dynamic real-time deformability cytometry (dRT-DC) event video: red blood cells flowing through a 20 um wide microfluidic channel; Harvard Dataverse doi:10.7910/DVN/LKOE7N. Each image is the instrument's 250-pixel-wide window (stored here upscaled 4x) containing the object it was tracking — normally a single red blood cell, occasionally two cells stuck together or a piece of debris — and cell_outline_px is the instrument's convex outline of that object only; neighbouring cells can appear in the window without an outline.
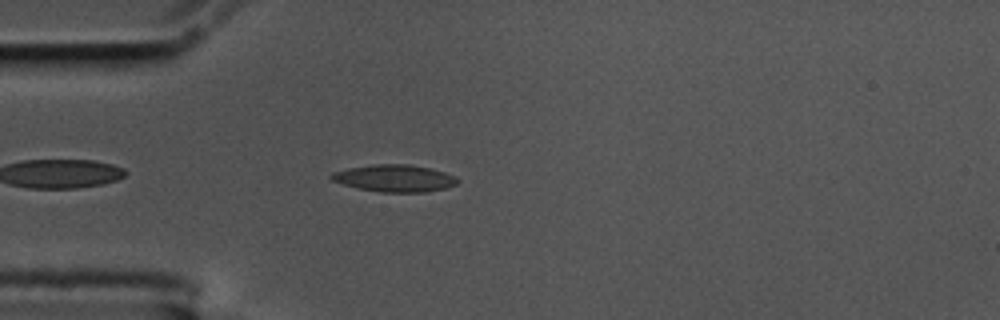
{"species": "common noctule bat (a hibernating species)", "species_latin": "Nyctalus noctula", "temperature_condition": "cold", "stored_images_in_passage": 47, "camera_frame_rate_fps": 3000, "um_per_image_px": 0.085, "animal": {"sex": "male", "body_mass_g": 17.5, "forearm_length_mm": 52.3}, "frame": {"image": 1, "passage_image": 5, "time_ms": 1.333, "image_size_px": [1000, 320], "cell_outline_px": [[460, 180], [456, 184], [444, 188], [424, 192], [380, 192], [360, 188], [344, 184], [332, 180], [328, 176], [332, 172], [348, 168], [372, 164], [408, 164], [432, 168], [456, 176]], "centroid_in_image_um": [33.55, 15.14], "position_along_channel_um": 51.5, "area_um2": 19.88}}
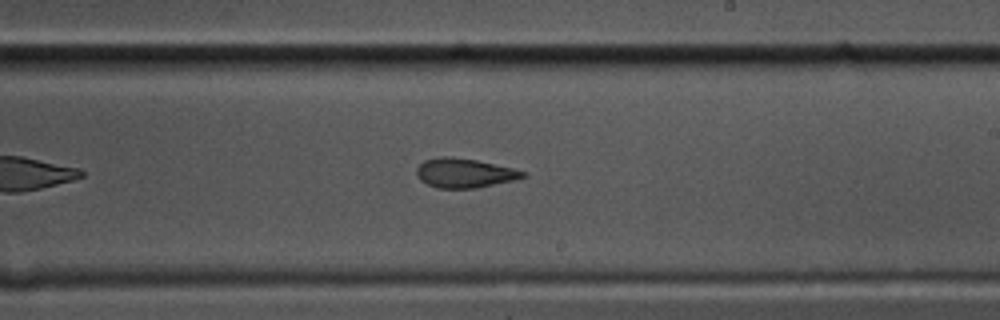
{"frame": {"image": 2, "passage_image": 23, "time_ms": 7.333, "image_size_px": [1000, 320], "cell_outline_px": [[528, 176], [512, 180], [476, 188], [436, 188], [420, 180], [416, 176], [416, 168], [424, 160], [440, 156], [448, 156], [476, 160], [512, 168], [524, 172]], "centroid_in_image_um": [39.42, 14.7], "position_along_channel_um": 249.6, "area_um2": 18.03}}
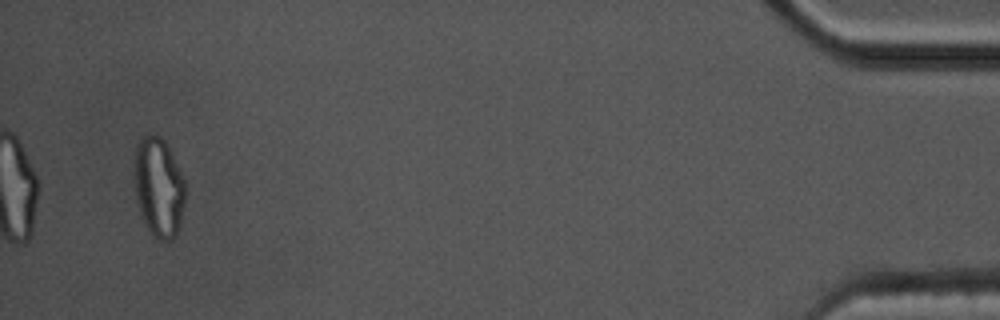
{"frame": {"image": 3, "passage_image": 45, "time_ms": 14.667, "image_size_px": [1000, 320], "cell_outline_px": [[184, 204], [180, 224], [176, 236], [172, 240], [156, 240], [152, 236], [144, 224], [140, 212], [136, 196], [132, 172], [132, 168], [136, 144], [144, 136], [160, 136], [164, 140], [184, 176]], "centroid_in_image_um": [13.46, 15.94], "position_along_channel_um": 421.7, "area_um2": 30.0}, "authors_computed_cell_mechanics": {"area_um2": 19.2474, "velocity_mm_per_s": 3.4475, "shape_relaxation_time_tau1_ms": null, "shape_relaxation_time_tau2_ms": 3.1832, "deformation_change_tau1": null, "deformation_change_tau2": 0.1046}}